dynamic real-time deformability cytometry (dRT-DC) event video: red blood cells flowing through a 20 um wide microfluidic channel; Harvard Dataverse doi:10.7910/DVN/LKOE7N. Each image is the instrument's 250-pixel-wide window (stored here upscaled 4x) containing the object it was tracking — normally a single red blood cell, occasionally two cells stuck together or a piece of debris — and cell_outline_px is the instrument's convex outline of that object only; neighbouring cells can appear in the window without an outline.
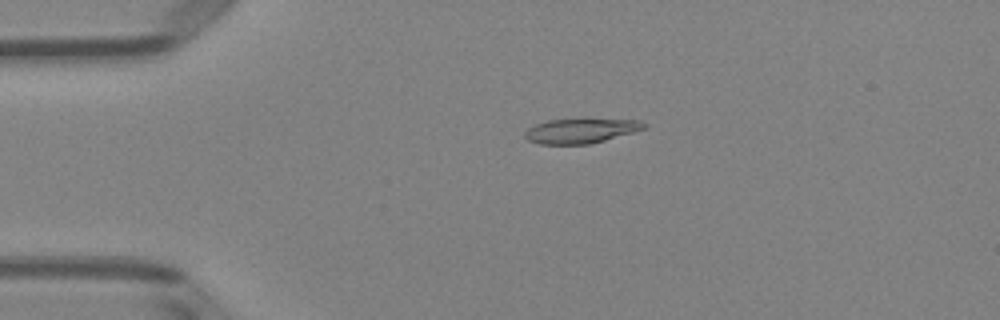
{"species": "Egyptian fruit bat (a non-hibernating species)", "species_latin": "Rousettus aegyptiacus", "temperature_condition": "room temperature", "stored_images_in_passage": 51, "camera_frame_rate_fps": 3000, "um_per_image_px": 0.085, "animal": {"sex": "female"}, "frame": {"image": 1, "passage_image": 11, "time_ms": 3.333, "image_size_px": [1000, 320], "cell_outline_px": [[648, 124], [644, 128], [632, 132], [604, 140], [588, 144], [540, 144], [528, 140], [524, 136], [524, 132], [528, 128], [536, 124], [548, 120], [584, 116], [640, 120]], "centroid_in_image_um": [49.39, 11.05], "position_along_channel_um": 35.6, "area_um2": 17.98}}
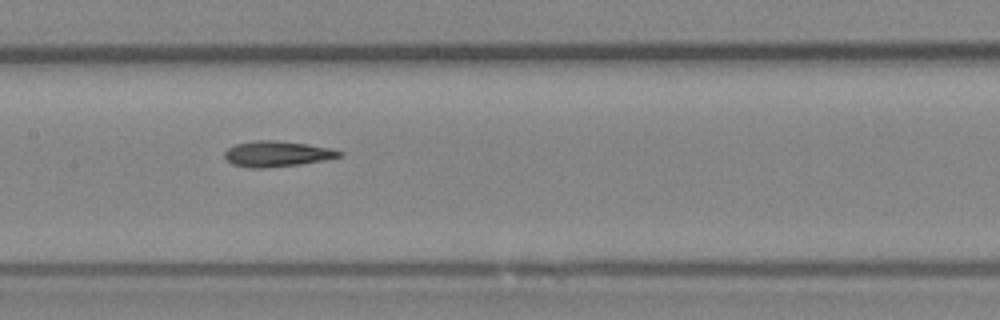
{"frame": {"image": 2, "passage_image": 25, "time_ms": 8.0, "image_size_px": [1000, 320], "cell_outline_px": [[344, 156], [324, 160], [300, 164], [264, 168], [248, 168], [232, 164], [224, 156], [224, 152], [228, 148], [236, 144], [256, 140], [276, 140], [308, 144], [328, 148], [344, 152]], "centroid_in_image_um": [23.55, 13.08], "position_along_channel_um": 183.9, "area_um2": 17.17}}
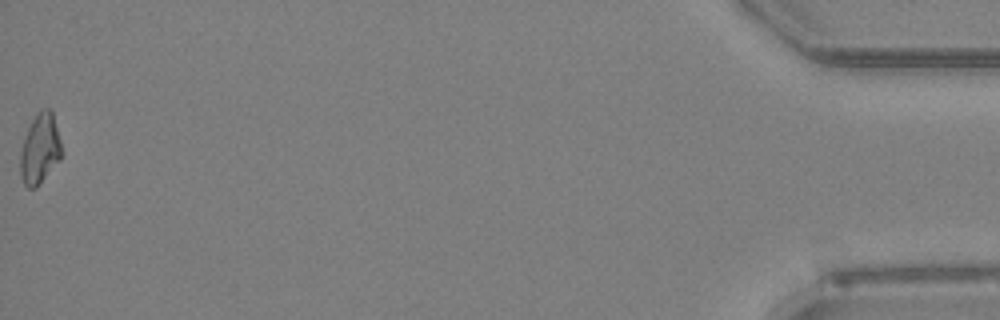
{"frame": {"image": 3, "passage_image": 51, "time_ms": 16.667, "image_size_px": [1000, 320], "cell_outline_px": [[64, 152], [60, 160], [36, 188], [28, 188], [24, 184], [20, 176], [20, 152], [24, 136], [36, 112], [40, 108], [48, 108], [52, 112]], "centroid_in_image_um": [3.4, 12.65], "position_along_channel_um": 431.8, "area_um2": 17.17}, "authors_computed_cell_mechanics": {"area_um2": 17.2244, "velocity_mm_per_s": 4.0021, "shape_relaxation_time_tau1_ms": null, "shape_relaxation_time_tau2_ms": 5.4257, "deformation_change_tau1": null, "deformation_change_tau2": 0.1557}}